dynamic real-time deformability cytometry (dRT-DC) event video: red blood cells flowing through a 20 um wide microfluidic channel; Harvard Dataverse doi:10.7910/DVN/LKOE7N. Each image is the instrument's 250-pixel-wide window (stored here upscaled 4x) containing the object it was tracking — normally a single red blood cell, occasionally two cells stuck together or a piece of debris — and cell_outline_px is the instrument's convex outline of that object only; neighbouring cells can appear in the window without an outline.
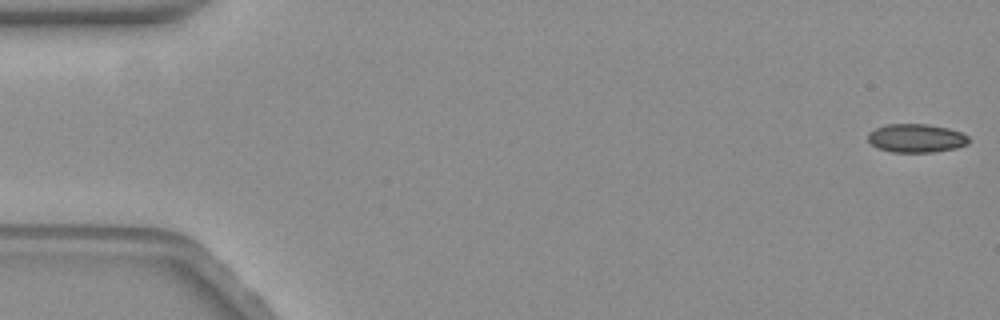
{"species": "common noctule bat (a hibernating species)", "species_latin": "Nyctalus noctula", "temperature_condition": "warm", "stored_images_in_passage": 53, "camera_frame_rate_fps": 3000, "um_per_image_px": 0.085, "animal": {"sex": "female", "body_mass_g": 19.3, "forearm_length_mm": 54.1}, "frame": {"image": 1, "passage_image": 1, "time_ms": 0.0, "image_size_px": [1000, 320], "cell_outline_px": [[968, 140], [964, 144], [956, 148], [932, 152], [892, 152], [880, 148], [872, 144], [868, 140], [868, 132], [876, 128], [888, 124], [924, 124], [944, 128], [960, 132], [968, 136]], "centroid_in_image_um": [77.83, 11.75], "position_along_channel_um": 7.2, "area_um2": 16.36}}
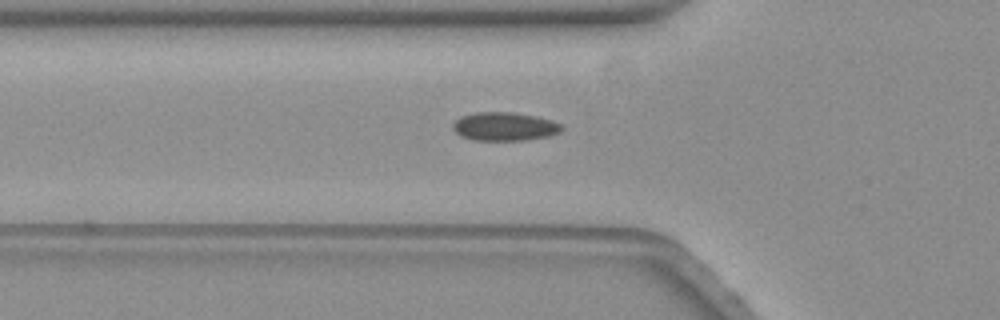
{"frame": {"image": 2, "passage_image": 20, "time_ms": 6.333, "image_size_px": [1000, 320], "cell_outline_px": [[564, 128], [560, 132], [548, 136], [528, 140], [472, 140], [460, 136], [452, 128], [452, 124], [460, 116], [476, 112], [512, 112], [536, 116], [552, 120], [560, 124]], "centroid_in_image_um": [42.87, 10.75], "position_along_channel_um": 82.9, "area_um2": 18.21}}
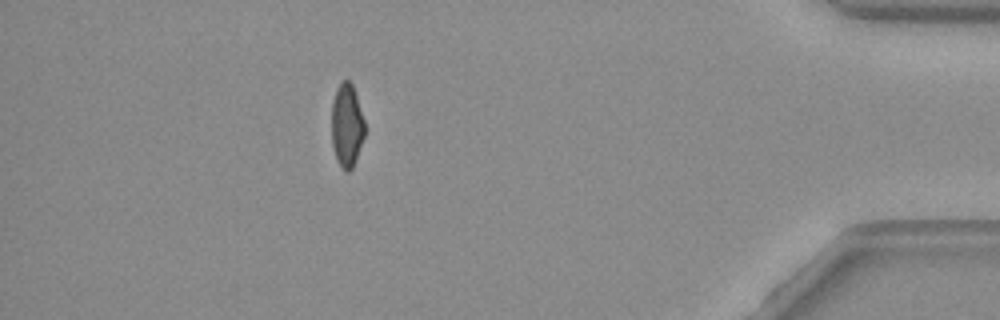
{"frame": {"image": 3, "passage_image": 52, "time_ms": 17.0, "image_size_px": [1000, 320], "cell_outline_px": [[364, 136], [356, 160], [352, 168], [348, 172], [344, 172], [340, 168], [336, 160], [332, 144], [332, 104], [336, 88], [344, 80], [348, 80], [352, 84], [364, 120]], "centroid_in_image_um": [29.47, 10.72], "position_along_channel_um": 405.7, "area_um2": 16.07}, "authors_computed_cell_mechanics": {"area_um2": 17.4556, "velocity_mm_per_s": 3.5194, "shape_relaxation_time_tau1_ms": null, "shape_relaxation_time_tau2_ms": 0.818, "deformation_change_tau1": null, "deformation_change_tau2": 0.062}}